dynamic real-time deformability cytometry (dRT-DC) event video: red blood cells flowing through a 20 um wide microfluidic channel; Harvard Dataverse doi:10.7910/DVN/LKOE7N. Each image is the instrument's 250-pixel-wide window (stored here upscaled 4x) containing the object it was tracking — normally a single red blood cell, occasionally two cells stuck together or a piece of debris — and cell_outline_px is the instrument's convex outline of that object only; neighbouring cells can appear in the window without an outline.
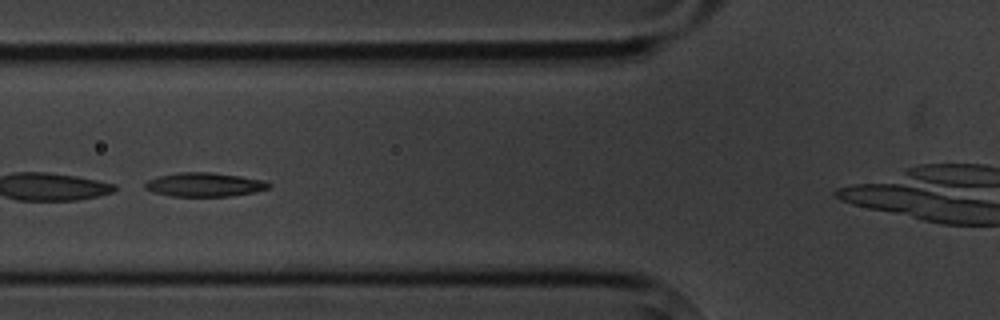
{"species": "common noctule bat (a hibernating species)", "species_latin": "Nyctalus noctula", "temperature_condition": "cold", "stored_images_in_passage": 7, "camera_frame_rate_fps": 3000, "um_per_image_px": 0.085, "animal": {"sex": "male", "body_mass_g": 20.1, "forearm_length_mm": 53.5}, "frame": {"image": 1, "passage_image": 4, "time_ms": 3.667, "image_size_px": [1000, 320], "cell_outline_px": [[272, 184], [268, 188], [256, 192], [228, 196], [172, 196], [152, 192], [144, 188], [144, 184], [148, 180], [156, 176], [180, 172], [208, 172], [240, 176], [264, 180]], "centroid_in_image_um": [17.36, 15.69], "position_along_channel_um": 108.4, "area_um2": 17.28}}